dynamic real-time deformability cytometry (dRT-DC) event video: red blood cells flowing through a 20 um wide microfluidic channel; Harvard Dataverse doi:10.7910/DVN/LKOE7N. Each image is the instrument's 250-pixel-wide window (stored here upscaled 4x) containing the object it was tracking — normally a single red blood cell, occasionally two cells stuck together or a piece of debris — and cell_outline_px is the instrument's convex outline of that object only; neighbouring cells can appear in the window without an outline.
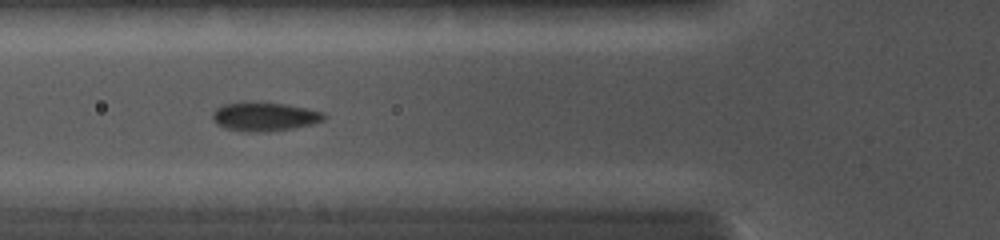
{"species": "common noctule bat (a hibernating species)", "species_latin": "Nyctalus noctula", "temperature_condition": "cold", "stored_images_in_passage": 19, "camera_frame_rate_fps": 5000, "um_per_image_px": 0.085, "animal": {"sex": "female", "body_mass_g": 19.0, "forearm_length_mm": 56.7}, "frame": {"image": 1, "passage_image": 11, "time_ms": 5.0, "image_size_px": [1000, 240], "cell_outline_px": [[328, 116], [324, 120], [312, 124], [292, 128], [256, 132], [252, 132], [224, 128], [216, 124], [212, 120], [212, 112], [216, 108], [224, 104], [284, 104], [308, 108], [324, 112]], "centroid_in_image_um": [22.51, 9.94], "position_along_channel_um": 103.3, "area_um2": 18.15}}
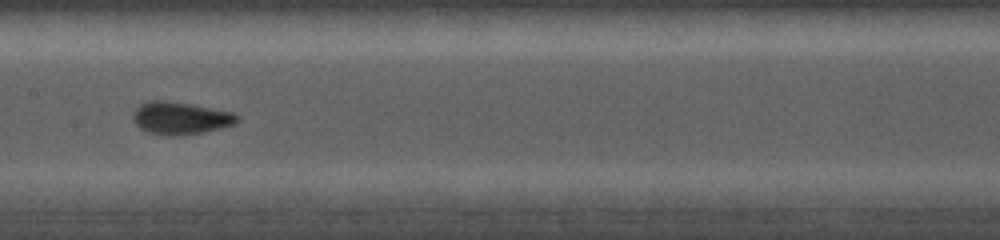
{"frame": {"image": 2, "passage_image": 15, "time_ms": 7.0, "image_size_px": [1000, 240], "cell_outline_px": [[240, 120], [236, 124], [204, 132], [176, 136], [168, 136], [148, 132], [140, 128], [132, 120], [132, 116], [136, 108], [140, 104], [148, 100], [168, 100], [192, 104], [236, 112], [240, 116]], "centroid_in_image_um": [15.38, 10.03], "position_along_channel_um": 192.0, "area_um2": 20.17}}
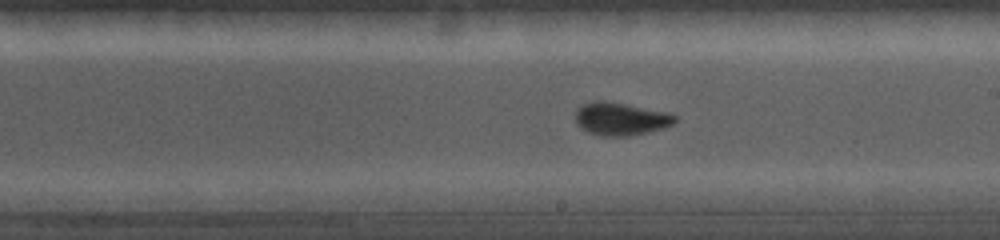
{"frame": {"image": 3, "passage_image": 17, "time_ms": 8.0, "image_size_px": [1000, 240], "cell_outline_px": [[676, 120], [672, 124], [664, 128], [648, 132], [628, 136], [600, 136], [588, 132], [580, 128], [576, 124], [576, 112], [584, 104], [596, 100], [604, 100], [668, 112], [676, 116]], "centroid_in_image_um": [52.76, 10.11], "position_along_channel_um": 236.2, "area_um2": 19.02}}